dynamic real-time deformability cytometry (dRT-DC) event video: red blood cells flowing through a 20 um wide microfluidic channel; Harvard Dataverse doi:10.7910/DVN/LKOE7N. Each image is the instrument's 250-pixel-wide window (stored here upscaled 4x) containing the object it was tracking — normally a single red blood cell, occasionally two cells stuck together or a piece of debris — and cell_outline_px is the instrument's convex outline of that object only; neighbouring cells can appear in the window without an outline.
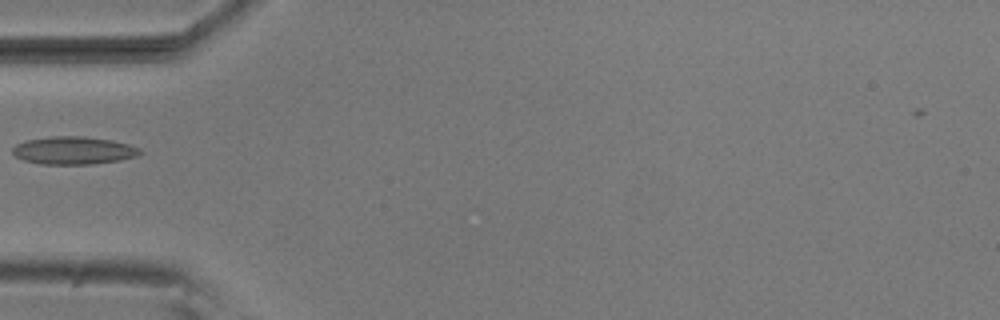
{"species": "common noctule bat (a hibernating species)", "species_latin": "Nyctalus noctula", "temperature_condition": "room temperature", "stored_images_in_passage": 4, "camera_frame_rate_fps": 3000, "um_per_image_px": 0.085, "animal": {"sex": "male", "body_mass_g": 20.5, "forearm_length_mm": 52.5}, "frame": {"image": 1, "passage_image": 4, "time_ms": 1.0, "image_size_px": [1000, 320], "cell_outline_px": [[144, 152], [136, 156], [120, 160], [92, 164], [40, 164], [24, 160], [16, 156], [12, 152], [12, 148], [16, 144], [28, 140], [52, 136], [84, 136], [112, 140], [128, 144], [140, 148]], "centroid_in_image_um": [6.27, 12.79], "position_along_channel_um": 78.7, "area_um2": 20.63}}